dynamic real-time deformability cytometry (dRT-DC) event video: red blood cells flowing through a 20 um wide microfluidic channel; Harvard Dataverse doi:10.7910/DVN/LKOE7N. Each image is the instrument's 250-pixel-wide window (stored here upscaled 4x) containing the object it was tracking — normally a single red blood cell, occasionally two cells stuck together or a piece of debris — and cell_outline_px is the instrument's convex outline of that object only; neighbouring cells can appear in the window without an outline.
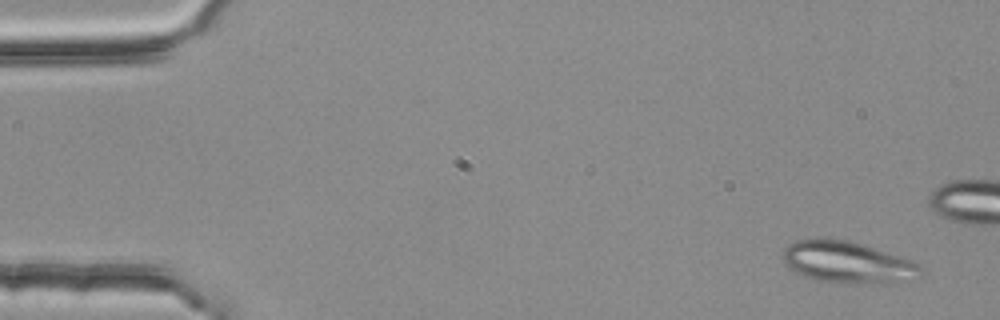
{"species": "common noctule bat (a hibernating species)", "species_latin": "Nyctalus noctula", "temperature_condition": "room temperature", "stored_images_in_passage": 4, "camera_frame_rate_fps": 3000, "um_per_image_px": 0.085, "animal": {"sex": "female", "body_mass_g": 25.1}, "frame": {"image": 1, "passage_image": 1, "time_ms": 0.0, "image_size_px": [1000, 320], "cell_outline_px": [[924, 272], [920, 276], [912, 280], [888, 284], [816, 280], [804, 276], [788, 268], [784, 260], [784, 248], [788, 244], [796, 240], [816, 236], [848, 240], [908, 260], [916, 264]], "centroid_in_image_um": [71.99, 22.28], "position_along_channel_um": 13.0, "area_um2": 33.23}}